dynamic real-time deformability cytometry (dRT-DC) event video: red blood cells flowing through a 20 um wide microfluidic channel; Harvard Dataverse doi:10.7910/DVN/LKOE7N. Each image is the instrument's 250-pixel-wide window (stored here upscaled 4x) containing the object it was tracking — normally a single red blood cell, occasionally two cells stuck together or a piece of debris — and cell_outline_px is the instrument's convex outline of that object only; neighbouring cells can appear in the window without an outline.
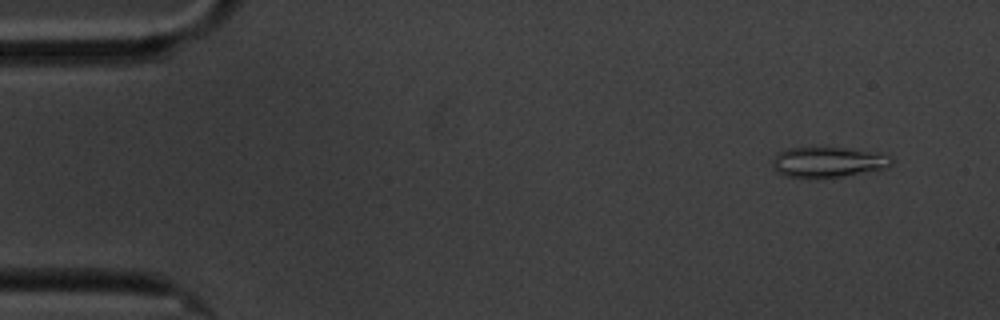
{"species": "common noctule bat (a hibernating species)", "species_latin": "Nyctalus noctula", "temperature_condition": "cold", "stored_images_in_passage": 6, "camera_frame_rate_fps": 3000, "um_per_image_px": 0.085, "animal": {"sex": "male", "body_mass_g": 20.1, "forearm_length_mm": 53.5}, "frame": {"image": 1, "passage_image": 1, "time_ms": 0.0, "image_size_px": [1000, 320], "cell_outline_px": [[892, 164], [888, 168], [832, 180], [812, 180], [784, 176], [776, 172], [772, 168], [772, 160], [780, 152], [788, 148], [844, 148], [880, 152], [892, 156]], "centroid_in_image_um": [70.42, 13.84], "position_along_channel_um": 14.6, "area_um2": 22.25}}
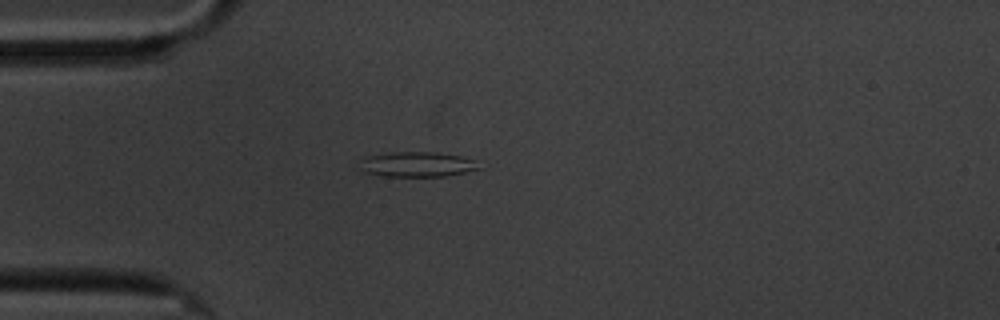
{"frame": {"image": 2, "passage_image": 4, "time_ms": 3.667, "image_size_px": [1000, 320], "cell_outline_px": [[480, 168], [464, 172], [444, 176], [384, 176], [364, 172], [356, 168], [360, 160], [364, 156], [392, 152], [436, 152], [460, 156], [476, 160]], "centroid_in_image_um": [35.36, 13.96], "position_along_channel_um": 49.6, "area_um2": 17.57}}
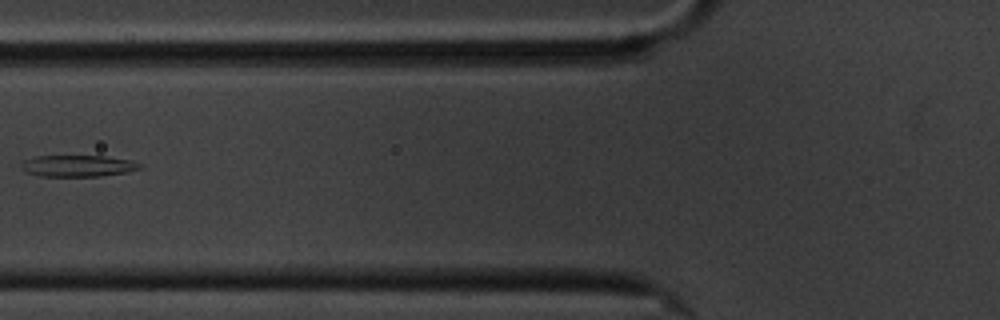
{"frame": {"image": 3, "passage_image": 6, "time_ms": 6.0, "image_size_px": [1000, 320], "cell_outline_px": [[144, 168], [128, 172], [100, 176], [40, 176], [28, 172], [20, 168], [20, 164], [24, 160], [36, 156], [104, 156], [132, 160], [144, 164]], "centroid_in_image_um": [6.69, 14.1], "position_along_channel_um": 119.1, "area_um2": 15.03}}